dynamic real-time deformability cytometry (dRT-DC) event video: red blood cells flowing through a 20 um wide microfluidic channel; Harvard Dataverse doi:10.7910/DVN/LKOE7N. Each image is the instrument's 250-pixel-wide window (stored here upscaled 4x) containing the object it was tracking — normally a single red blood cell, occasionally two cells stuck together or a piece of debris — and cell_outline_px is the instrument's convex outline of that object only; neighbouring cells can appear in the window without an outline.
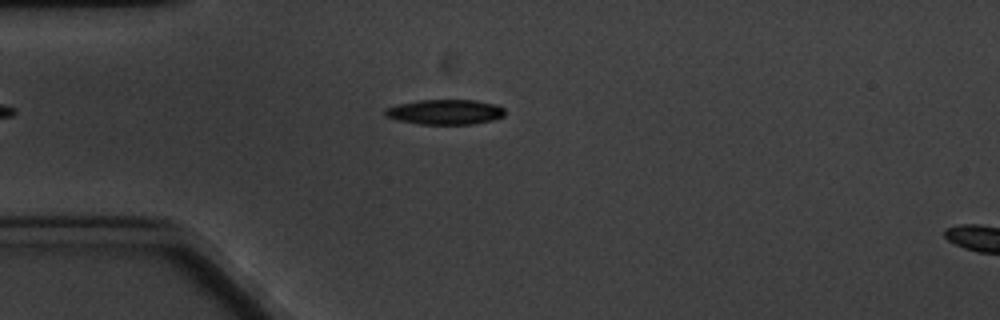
{"species": "common noctule bat (a hibernating species)", "species_latin": "Nyctalus noctula", "temperature_condition": "cold", "stored_images_in_passage": 5, "camera_frame_rate_fps": 3000, "um_per_image_px": 0.085, "animal": {"sex": "male", "body_mass_g": 20.1, "forearm_length_mm": 53.5}, "frame": {"image": 1, "passage_image": 4, "time_ms": 4.333, "image_size_px": [1000, 320], "cell_outline_px": [[504, 116], [492, 120], [472, 124], [420, 124], [400, 120], [384, 116], [384, 108], [400, 104], [420, 100], [476, 100], [496, 104], [504, 108]], "centroid_in_image_um": [37.85, 9.51], "position_along_channel_um": 47.2, "area_um2": 17.4}}